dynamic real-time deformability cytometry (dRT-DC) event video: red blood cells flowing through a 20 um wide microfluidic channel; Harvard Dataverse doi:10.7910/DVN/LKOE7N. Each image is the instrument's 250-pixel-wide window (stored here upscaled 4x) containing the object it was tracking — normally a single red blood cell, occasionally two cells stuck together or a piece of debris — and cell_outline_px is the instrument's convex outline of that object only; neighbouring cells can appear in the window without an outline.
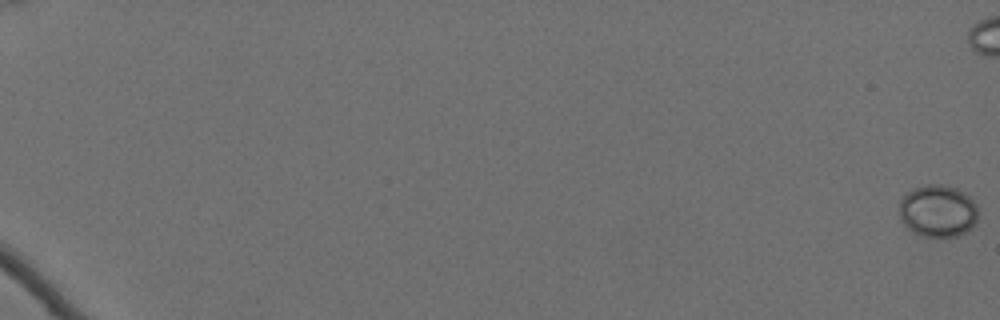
{"species": "Egyptian fruit bat (a non-hibernating species)", "species_latin": "Rousettus aegyptiacus", "temperature_condition": "cold", "stored_images_in_passage": 24, "camera_frame_rate_fps": 3000, "um_per_image_px": 0.085, "animal": {"sex": "female"}, "frame": {"image": 1, "passage_image": 1, "time_ms": 0.0, "image_size_px": [1000, 320], "cell_outline_px": [[976, 224], [972, 228], [956, 236], [924, 236], [912, 232], [900, 220], [900, 200], [904, 192], [912, 188], [924, 184], [944, 184], [956, 188], [964, 192], [976, 204]], "centroid_in_image_um": [79.68, 17.9], "position_along_channel_um": 5.3, "area_um2": 24.16}}